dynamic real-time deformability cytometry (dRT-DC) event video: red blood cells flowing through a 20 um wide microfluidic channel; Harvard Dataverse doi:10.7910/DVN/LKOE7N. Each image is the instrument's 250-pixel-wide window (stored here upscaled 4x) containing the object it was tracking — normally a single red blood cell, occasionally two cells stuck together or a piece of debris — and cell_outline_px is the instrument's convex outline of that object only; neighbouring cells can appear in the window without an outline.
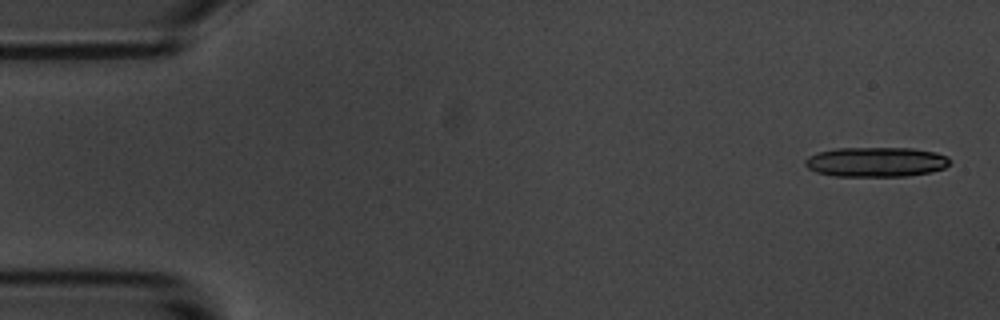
{"species": "common noctule bat (a hibernating species)", "species_latin": "Nyctalus noctula", "temperature_condition": "room temperature", "stored_images_in_passage": 5, "camera_frame_rate_fps": 3000, "um_per_image_px": 0.085, "animal": {"sex": "male", "body_mass_g": 20.1, "forearm_length_mm": 53.5}, "frame": {"image": 1, "passage_image": 1, "time_ms": 0.0, "image_size_px": [1000, 320], "cell_outline_px": [[952, 160], [944, 168], [932, 172], [908, 176], [836, 176], [816, 172], [808, 168], [804, 164], [804, 160], [808, 156], [816, 152], [836, 148], [912, 148], [936, 152], [948, 156]], "centroid_in_image_um": [74.47, 13.76], "position_along_channel_um": 10.5, "area_um2": 25.37}}